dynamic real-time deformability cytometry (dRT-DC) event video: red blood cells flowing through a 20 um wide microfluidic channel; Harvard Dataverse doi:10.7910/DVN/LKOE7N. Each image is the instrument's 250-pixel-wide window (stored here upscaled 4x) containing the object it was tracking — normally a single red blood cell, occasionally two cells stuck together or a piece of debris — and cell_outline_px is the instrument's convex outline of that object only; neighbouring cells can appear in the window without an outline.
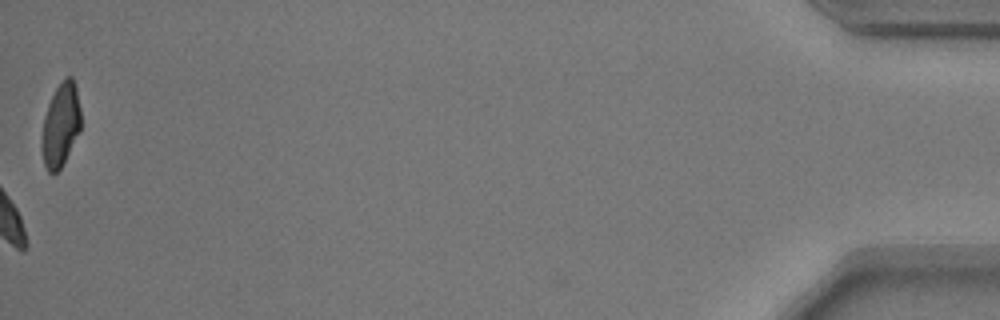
{"species": "common noctule bat (a hibernating species)", "species_latin": "Nyctalus noctula", "temperature_condition": "warm", "stored_images_in_passage": 56, "camera_frame_rate_fps": 3000, "um_per_image_px": 0.085, "animal": {"sex": "male", "body_mass_g": 17.9}, "frame": {"image": 1, "passage_image": 56, "time_ms": 18.333, "image_size_px": [1000, 320], "cell_outline_px": [[80, 132], [60, 168], [56, 172], [48, 172], [44, 164], [40, 148], [40, 136], [44, 116], [48, 104], [60, 80], [64, 76], [72, 76], [76, 88], [80, 108]], "centroid_in_image_um": [5.13, 10.6], "position_along_channel_um": 430.1, "area_um2": 19.25}, "authors_computed_cell_mechanics": {"area_um2": 19.9121, "velocity_mm_per_s": 3.6781, "shape_relaxation_time_tau1_ms": 2.1752, "shape_relaxation_time_tau2_ms": null, "deformation_change_tau1": 0.0799, "deformation_change_tau2": null}}